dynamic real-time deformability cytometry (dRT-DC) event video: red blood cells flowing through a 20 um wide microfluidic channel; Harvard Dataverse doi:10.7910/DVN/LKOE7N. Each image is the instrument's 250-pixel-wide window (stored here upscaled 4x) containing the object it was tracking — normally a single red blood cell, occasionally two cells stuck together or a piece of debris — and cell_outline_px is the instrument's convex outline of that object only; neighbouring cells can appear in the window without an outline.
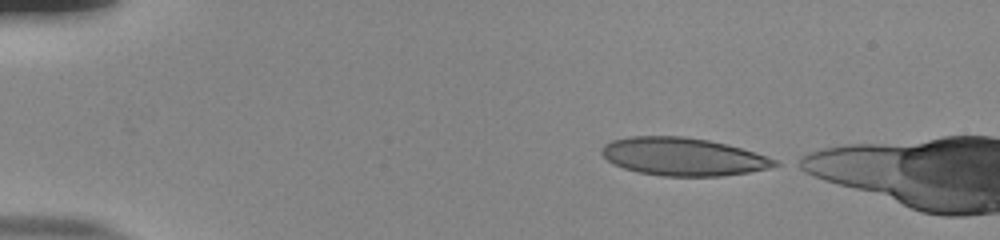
{"species": "human", "species_latin": "Homo sapiens", "temperature_condition": "room temperature", "stored_images_in_passage": 8, "camera_frame_rate_fps": 3000, "um_per_image_px": 0.085, "donor": {"sex": "male"}, "frame": {"image": 1, "passage_image": 1, "time_ms": 0.0, "image_size_px": [1000, 240], "cell_outline_px": [[780, 164], [768, 168], [748, 172], [724, 176], [660, 176], [640, 172], [624, 168], [612, 164], [600, 152], [600, 148], [604, 144], [612, 140], [632, 136], [684, 136], [708, 140], [728, 144], [756, 152], [776, 160]], "centroid_in_image_um": [58.04, 13.31], "position_along_channel_um": 27.0, "area_um2": 38.32}}